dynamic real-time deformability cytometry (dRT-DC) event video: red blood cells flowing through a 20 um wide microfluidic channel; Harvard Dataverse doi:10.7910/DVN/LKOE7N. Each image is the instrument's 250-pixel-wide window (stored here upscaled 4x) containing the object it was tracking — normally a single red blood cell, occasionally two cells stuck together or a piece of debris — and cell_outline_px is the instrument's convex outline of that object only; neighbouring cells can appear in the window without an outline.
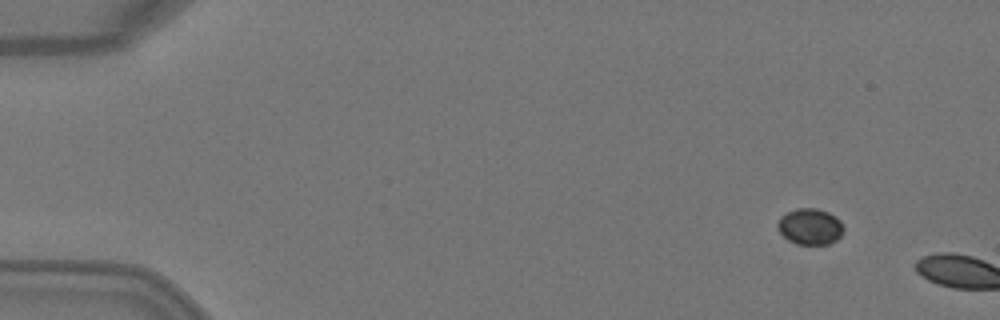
{"species": "Egyptian fruit bat (a non-hibernating species)", "species_latin": "Rousettus aegyptiacus", "temperature_condition": "warm", "stored_images_in_passage": 2, "camera_frame_rate_fps": 3000, "um_per_image_px": 0.085, "animal": {"sex": "female"}, "frame": {"image": 1, "passage_image": 1, "time_ms": 0.0, "image_size_px": [1000, 320], "cell_outline_px": [[844, 232], [836, 240], [828, 244], [796, 244], [788, 240], [776, 228], [776, 224], [780, 216], [796, 208], [816, 208], [828, 212], [836, 216], [840, 220], [844, 228]], "centroid_in_image_um": [68.85, 19.25], "position_along_channel_um": 16.1, "area_um2": 14.05}}